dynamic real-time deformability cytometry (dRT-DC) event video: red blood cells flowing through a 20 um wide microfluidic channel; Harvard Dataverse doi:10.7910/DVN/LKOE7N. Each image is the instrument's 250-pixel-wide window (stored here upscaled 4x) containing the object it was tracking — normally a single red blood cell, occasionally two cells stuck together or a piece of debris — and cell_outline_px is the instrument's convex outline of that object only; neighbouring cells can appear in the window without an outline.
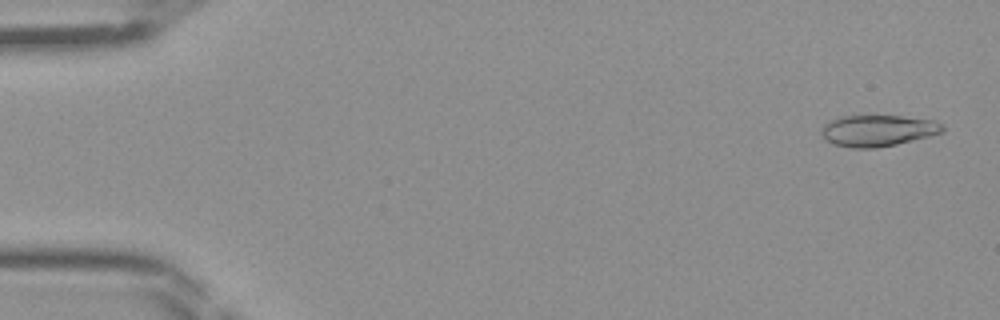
{"species": "Egyptian fruit bat (a non-hibernating species)", "species_latin": "Rousettus aegyptiacus", "temperature_condition": "room temperature", "stored_images_in_passage": 46, "segment_of_instrument_passage": [1, 2], "camera_frame_rate_fps": 3000, "um_per_image_px": 0.085, "frame": {"image": 1, "passage_image": 2, "time_ms": 0.333, "image_size_px": [1000, 320], "cell_outline_px": [[944, 132], [896, 144], [876, 148], [852, 148], [832, 144], [820, 132], [820, 128], [828, 120], [840, 116], [900, 116], [936, 120], [944, 128]], "centroid_in_image_um": [74.58, 11.09], "position_along_channel_um": 10.4, "area_um2": 22.14}}
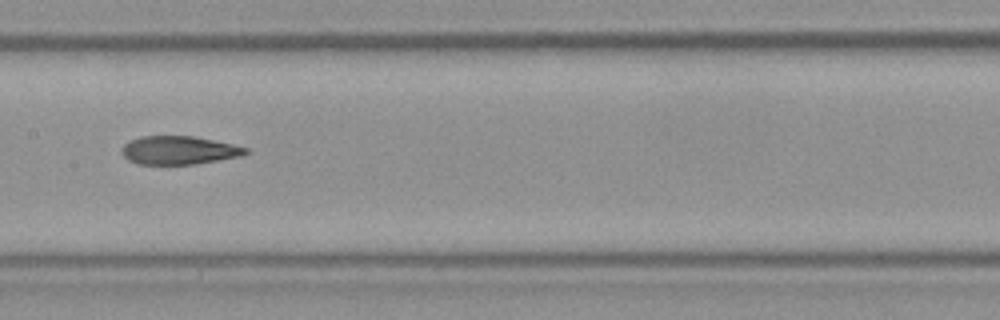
{"frame": {"image": 2, "passage_image": 23, "time_ms": 7.333, "image_size_px": [1000, 320], "cell_outline_px": [[248, 152], [244, 156], [196, 164], [136, 164], [128, 160], [120, 152], [120, 148], [124, 144], [140, 136], [192, 136], [232, 144], [248, 148]], "centroid_in_image_um": [15.2, 12.78], "position_along_channel_um": 192.2, "area_um2": 20.58}}
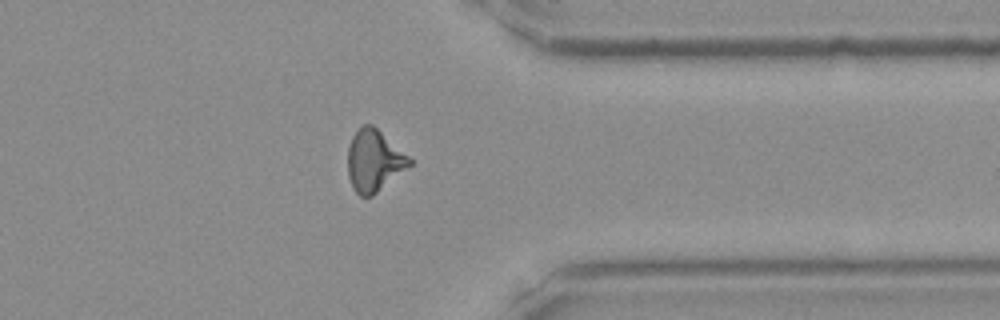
{"frame": {"image": 3, "passage_image": 36, "time_ms": 11.667, "image_size_px": [1000, 320], "cell_outline_px": [[412, 164], [372, 196], [360, 196], [352, 188], [348, 176], [348, 148], [352, 136], [364, 124], [372, 124], [408, 156], [412, 160]], "centroid_in_image_um": [31.77, 13.67], "position_along_channel_um": 379.6, "area_um2": 21.85}}